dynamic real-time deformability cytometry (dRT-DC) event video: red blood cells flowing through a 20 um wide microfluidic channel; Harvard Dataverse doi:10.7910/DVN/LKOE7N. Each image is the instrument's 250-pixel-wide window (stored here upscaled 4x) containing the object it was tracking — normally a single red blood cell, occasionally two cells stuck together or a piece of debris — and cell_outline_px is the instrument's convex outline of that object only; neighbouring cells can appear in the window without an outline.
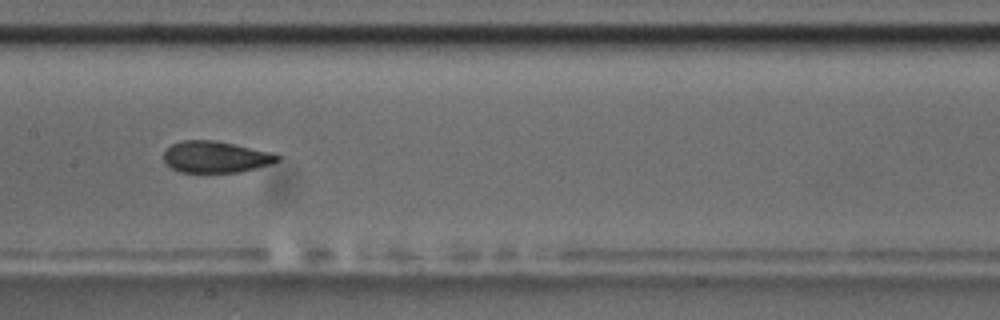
{"species": "common noctule bat (a hibernating species)", "species_latin": "Nyctalus noctula", "temperature_condition": "room temperature", "stored_images_in_passage": 15, "camera_frame_rate_fps": 3000, "um_per_image_px": 0.085, "animal": {"sex": "male", "body_mass_g": 17.5, "forearm_length_mm": 52.3}, "frame": {"image": 1, "passage_image": 7, "time_ms": 6.667, "image_size_px": [1000, 320], "cell_outline_px": [[280, 160], [256, 168], [240, 172], [180, 172], [164, 164], [164, 152], [172, 144], [180, 140], [216, 140], [268, 152], [280, 156]], "centroid_in_image_um": [18.27, 13.34], "position_along_channel_um": 189.1, "area_um2": 20.69}, "authors_computed_cell_mechanics": {"area_um2": 21.5016, "velocity_mm_per_s": 3.4557, "shape_relaxation_time_tau1_ms": 4.8251, "shape_relaxation_time_tau2_ms": 1.1101, "deformation_change_tau1": 0.127, "deformation_change_tau2": 0.0631}}